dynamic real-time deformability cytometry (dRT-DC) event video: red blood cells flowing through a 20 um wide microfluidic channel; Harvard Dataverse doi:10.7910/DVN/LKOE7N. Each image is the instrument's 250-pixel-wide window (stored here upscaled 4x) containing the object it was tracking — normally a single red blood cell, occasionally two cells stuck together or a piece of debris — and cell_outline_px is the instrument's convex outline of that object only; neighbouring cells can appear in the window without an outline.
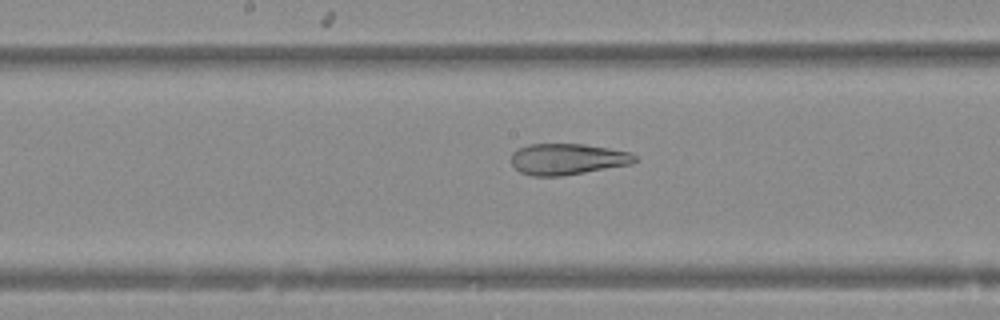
{"species": "Egyptian fruit bat (a non-hibernating species)", "species_latin": "Rousettus aegyptiacus", "temperature_condition": "warm", "stored_images_in_passage": 27, "camera_frame_rate_fps": 3000, "um_per_image_px": 0.085, "animal": {"sex": "female"}, "frame": {"image": 1, "passage_image": 12, "time_ms": 3.667, "image_size_px": [1000, 320], "cell_outline_px": [[636, 160], [632, 164], [560, 176], [532, 176], [520, 172], [512, 164], [512, 152], [516, 148], [528, 144], [584, 144], [608, 148], [628, 152], [636, 156]], "centroid_in_image_um": [48.19, 13.52], "position_along_channel_um": 200.0, "area_um2": 22.37}}
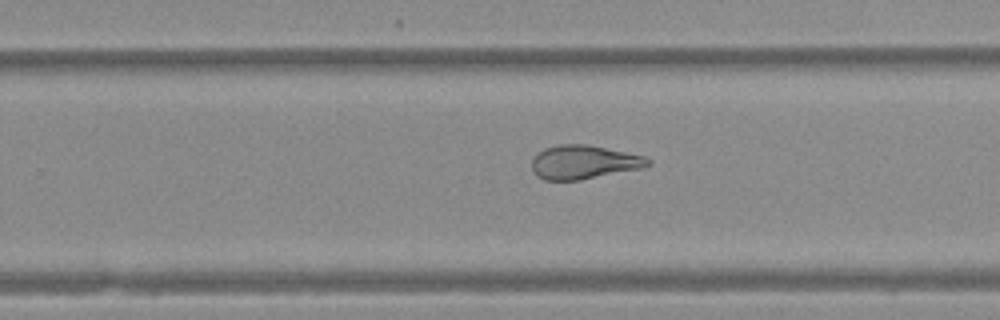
{"frame": {"image": 2, "passage_image": 18, "time_ms": 5.667, "image_size_px": [1000, 320], "cell_outline_px": [[652, 164], [644, 168], [580, 180], [544, 180], [536, 176], [532, 172], [532, 160], [544, 148], [560, 144], [588, 144], [644, 156], [652, 160]], "centroid_in_image_um": [49.64, 13.79], "position_along_channel_um": 280.2, "area_um2": 23.0}}
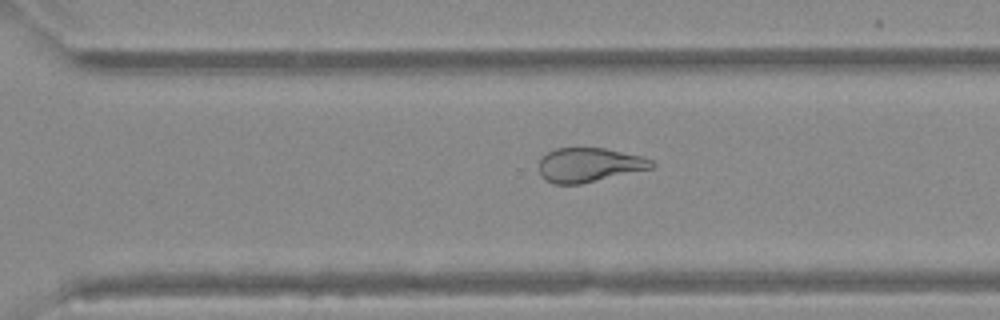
{"frame": {"image": 3, "passage_image": 21, "time_ms": 6.667, "image_size_px": [1000, 320], "cell_outline_px": [[656, 164], [652, 168], [580, 184], [552, 184], [544, 180], [540, 176], [540, 160], [548, 152], [556, 148], [604, 148], [644, 156], [652, 160]], "centroid_in_image_um": [50.08, 14.02], "position_along_channel_um": 320.5, "area_um2": 22.48}}